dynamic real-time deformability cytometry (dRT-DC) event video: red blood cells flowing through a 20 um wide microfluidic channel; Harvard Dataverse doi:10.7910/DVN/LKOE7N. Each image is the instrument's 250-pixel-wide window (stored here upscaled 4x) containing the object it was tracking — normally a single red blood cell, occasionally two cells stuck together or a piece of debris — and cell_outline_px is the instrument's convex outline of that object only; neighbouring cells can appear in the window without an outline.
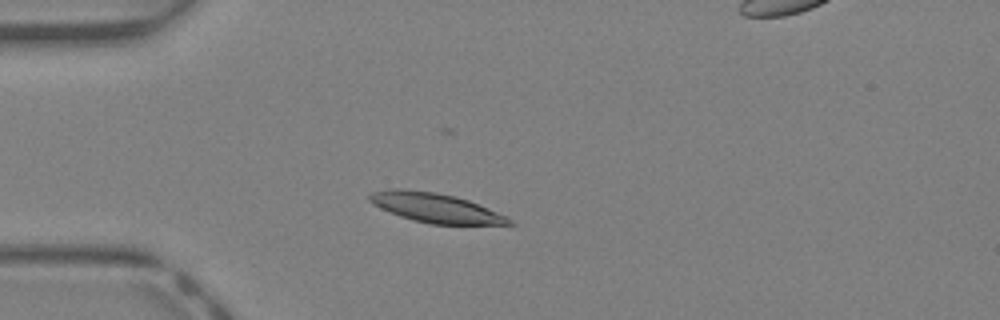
{"species": "Egyptian fruit bat (a non-hibernating species)", "species_latin": "Rousettus aegyptiacus", "temperature_condition": "warm", "stored_images_in_passage": 40, "camera_frame_rate_fps": 3000, "um_per_image_px": 0.085, "animal": {"sex": "female"}, "frame": {"image": 1, "passage_image": 9, "time_ms": 2.667, "image_size_px": [1000, 320], "cell_outline_px": [[516, 224], [432, 224], [412, 220], [400, 216], [380, 208], [372, 204], [368, 200], [368, 196], [372, 192], [388, 188], [400, 188], [436, 192], [456, 196], [468, 200], [508, 216]], "centroid_in_image_um": [36.99, 17.65], "position_along_channel_um": 48.0, "area_um2": 23.99}}
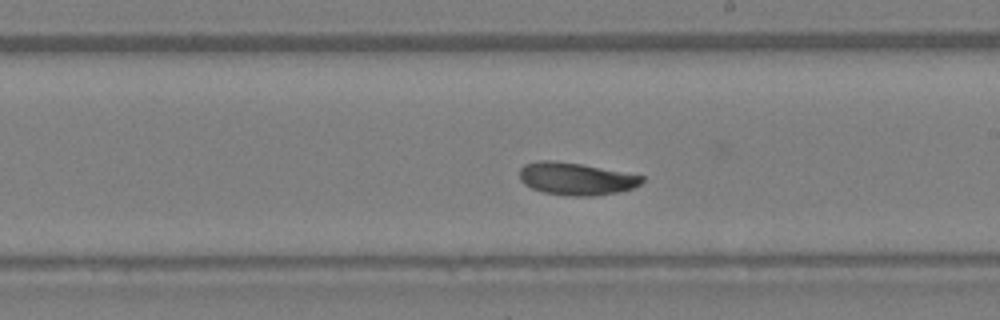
{"frame": {"image": 2, "passage_image": 22, "time_ms": 7.0, "image_size_px": [1000, 320], "cell_outline_px": [[644, 180], [640, 184], [632, 188], [620, 192], [596, 196], [564, 196], [544, 192], [532, 188], [524, 184], [520, 180], [520, 168], [524, 164], [540, 160], [552, 160], [580, 164], [644, 176]], "centroid_in_image_um": [48.95, 15.21], "position_along_channel_um": 240.1, "area_um2": 23.18}}
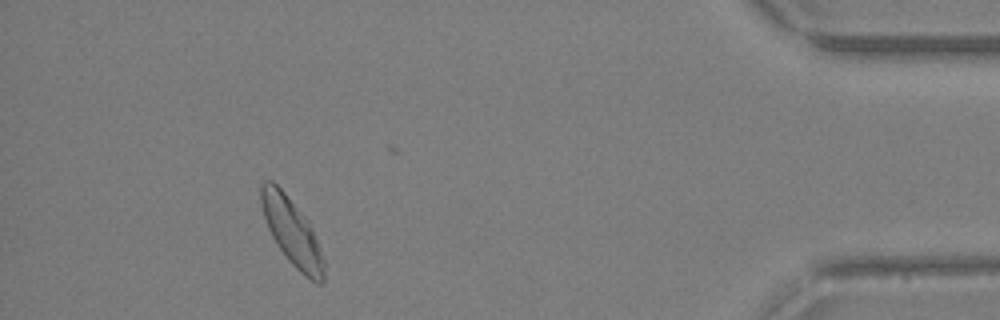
{"frame": {"image": 3, "passage_image": 36, "time_ms": 11.667, "image_size_px": [1000, 320], "cell_outline_px": [[324, 280], [320, 284], [316, 284], [304, 276], [288, 260], [272, 236], [268, 228], [260, 204], [260, 184], [264, 180], [272, 180], [284, 192], [312, 228], [324, 260]], "centroid_in_image_um": [24.8, 19.73], "position_along_channel_um": 410.4, "area_um2": 24.04}, "authors_computed_cell_mechanics": {"area_um2": 23.4957, "velocity_mm_per_s": 4.8691, "shape_relaxation_time_tau1_ms": 5.4421, "shape_relaxation_time_tau2_ms": 8.7263, "deformation_change_tau1": 0.2063, "deformation_change_tau2": 0.1352}}